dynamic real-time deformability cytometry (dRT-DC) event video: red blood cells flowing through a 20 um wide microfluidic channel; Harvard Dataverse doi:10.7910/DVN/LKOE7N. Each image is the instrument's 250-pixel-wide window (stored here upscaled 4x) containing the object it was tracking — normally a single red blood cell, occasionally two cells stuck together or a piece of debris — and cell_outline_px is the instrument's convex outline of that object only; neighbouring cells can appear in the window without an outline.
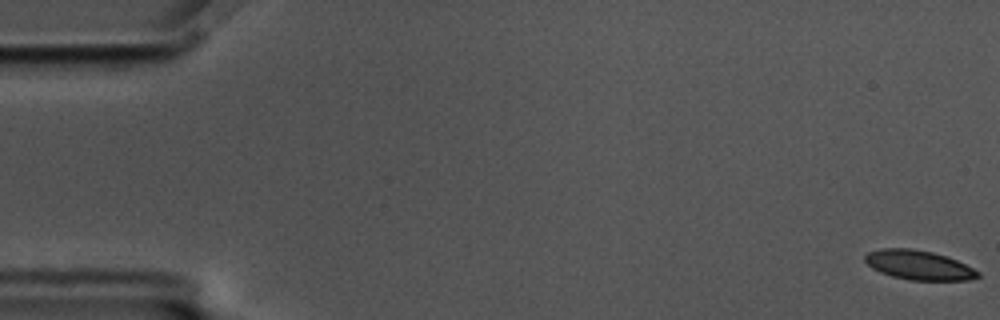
{"species": "common noctule bat (a hibernating species)", "species_latin": "Nyctalus noctula", "temperature_condition": "cold", "stored_images_in_passage": 12, "camera_frame_rate_fps": 3000, "um_per_image_px": 0.085, "animal": {"sex": "male", "body_mass_g": 17.5, "forearm_length_mm": 52.3}, "frame": {"image": 1, "passage_image": 1, "time_ms": 0.0, "image_size_px": [1000, 320], "cell_outline_px": [[980, 276], [968, 280], [908, 280], [892, 276], [880, 272], [872, 268], [864, 260], [864, 256], [868, 252], [880, 248], [912, 248], [932, 252], [948, 256], [980, 272]], "centroid_in_image_um": [78.07, 22.52], "position_along_channel_um": 6.9, "area_um2": 19.36}}